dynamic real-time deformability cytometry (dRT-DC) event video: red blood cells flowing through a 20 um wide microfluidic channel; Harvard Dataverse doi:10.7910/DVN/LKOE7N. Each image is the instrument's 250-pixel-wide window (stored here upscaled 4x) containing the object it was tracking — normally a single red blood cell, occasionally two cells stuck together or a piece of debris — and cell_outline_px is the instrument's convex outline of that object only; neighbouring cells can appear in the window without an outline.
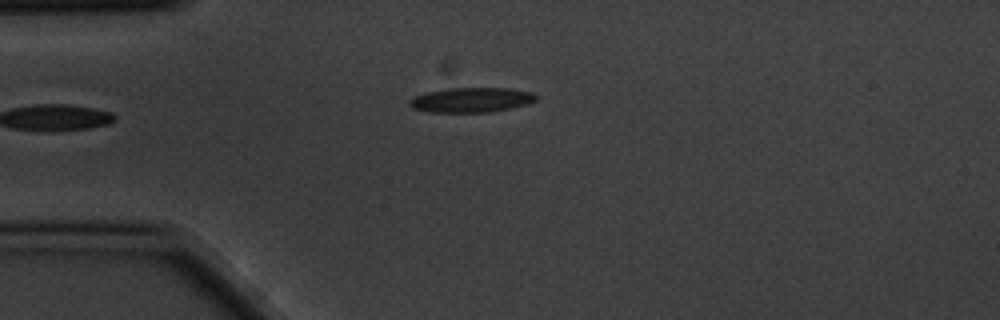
{"species": "common noctule bat (a hibernating species)", "species_latin": "Nyctalus noctula", "temperature_condition": "cold", "stored_images_in_passage": 3, "camera_frame_rate_fps": 3000, "um_per_image_px": 0.085, "animal": {"sex": "male", "body_mass_g": 20.1, "forearm_length_mm": 53.5}, "frame": {"image": 1, "passage_image": 3, "time_ms": 0.667, "image_size_px": [1000, 320], "cell_outline_px": [[536, 100], [528, 104], [512, 108], [488, 112], [428, 112], [412, 108], [408, 104], [408, 100], [412, 96], [428, 92], [448, 88], [508, 88], [532, 92], [536, 96]], "centroid_in_image_um": [40.03, 8.49], "position_along_channel_um": 45.0, "area_um2": 18.38}}